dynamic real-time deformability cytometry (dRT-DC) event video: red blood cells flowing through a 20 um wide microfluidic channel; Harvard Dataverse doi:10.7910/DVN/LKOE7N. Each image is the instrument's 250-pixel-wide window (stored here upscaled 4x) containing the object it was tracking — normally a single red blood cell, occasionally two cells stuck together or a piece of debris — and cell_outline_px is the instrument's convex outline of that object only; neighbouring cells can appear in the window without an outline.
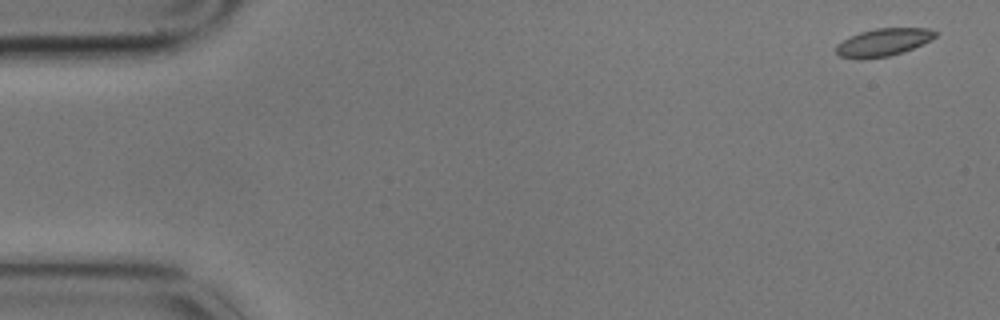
{"species": "common noctule bat (a hibernating species)", "species_latin": "Nyctalus noctula", "temperature_condition": "cold", "stored_images_in_passage": 5, "camera_frame_rate_fps": 3000, "um_per_image_px": 0.085, "animal": {"sex": "male", "body_mass_g": 17.9}, "frame": {"image": 1, "passage_image": 1, "time_ms": 0.0, "image_size_px": [1000, 320], "cell_outline_px": [[940, 32], [936, 36], [912, 48], [888, 56], [860, 60], [840, 56], [836, 52], [836, 44], [860, 32], [876, 28], [928, 28]], "centroid_in_image_um": [75.06, 3.59], "position_along_channel_um": 9.9, "area_um2": 15.78}}